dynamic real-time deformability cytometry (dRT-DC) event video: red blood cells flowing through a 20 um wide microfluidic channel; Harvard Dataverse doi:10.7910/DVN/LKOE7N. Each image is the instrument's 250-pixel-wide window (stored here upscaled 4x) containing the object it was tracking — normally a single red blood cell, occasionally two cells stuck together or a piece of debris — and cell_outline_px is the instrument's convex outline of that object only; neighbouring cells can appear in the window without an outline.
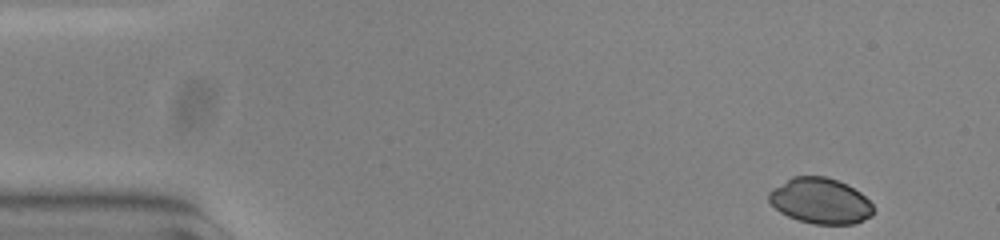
{"species": "common noctule bat (a hibernating species)", "species_latin": "Nyctalus noctula", "temperature_condition": "warm", "stored_images_in_passage": 51, "camera_frame_rate_fps": 3000, "um_per_image_px": 0.085, "animal": {"sex": "female", "body_mass_g": 23.0, "forearm_length_mm": 53.4}, "frame": {"image": 1, "passage_image": 1, "time_ms": 0.0, "image_size_px": [1000, 240], "cell_outline_px": [[872, 216], [852, 224], [812, 224], [788, 216], [780, 212], [768, 200], [768, 192], [772, 188], [792, 176], [824, 176], [836, 180], [860, 192], [872, 204]], "centroid_in_image_um": [69.69, 17.07], "position_along_channel_um": 15.3, "area_um2": 27.57}}
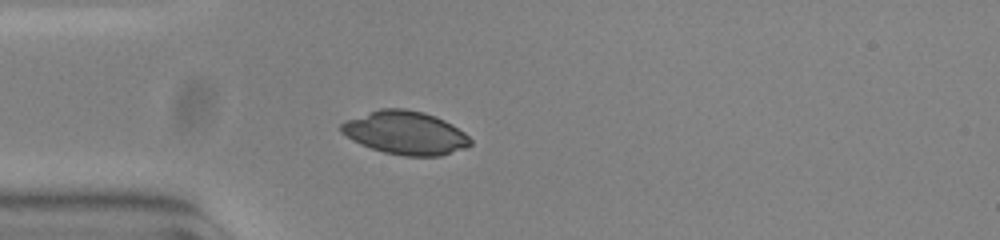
{"frame": {"image": 2, "passage_image": 12, "time_ms": 3.667, "image_size_px": [1000, 240], "cell_outline_px": [[472, 144], [464, 148], [440, 156], [404, 156], [384, 152], [360, 144], [352, 140], [340, 132], [340, 124], [344, 120], [380, 108], [404, 108], [424, 112], [436, 116], [452, 124], [464, 132], [472, 140]], "centroid_in_image_um": [34.44, 11.28], "position_along_channel_um": 50.6, "area_um2": 32.77}}
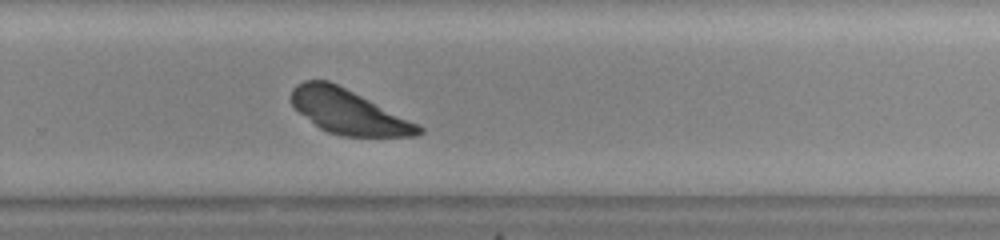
{"frame": {"image": 3, "passage_image": 33, "time_ms": 10.667, "image_size_px": [1000, 240], "cell_outline_px": [[424, 132], [416, 136], [340, 136], [328, 132], [320, 128], [300, 112], [292, 104], [292, 88], [296, 84], [304, 80], [328, 80], [420, 124], [424, 128]], "centroid_in_image_um": [29.65, 9.51], "position_along_channel_um": 300.2, "area_um2": 32.6}}